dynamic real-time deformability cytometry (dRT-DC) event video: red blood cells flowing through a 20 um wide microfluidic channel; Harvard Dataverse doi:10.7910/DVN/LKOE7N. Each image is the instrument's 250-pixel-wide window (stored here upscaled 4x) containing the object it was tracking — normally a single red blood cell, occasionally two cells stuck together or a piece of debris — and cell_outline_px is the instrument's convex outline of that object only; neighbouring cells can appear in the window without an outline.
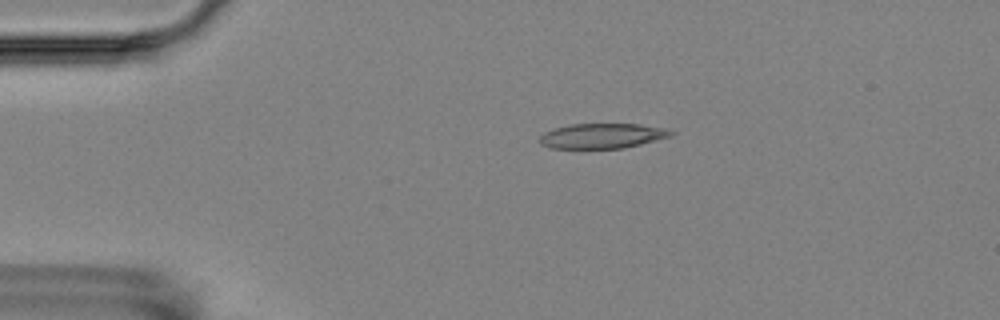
{"species": "Egyptian fruit bat (a non-hibernating species)", "species_latin": "Rousettus aegyptiacus", "temperature_condition": "room temperature", "stored_images_in_passage": 2, "camera_frame_rate_fps": 3000, "um_per_image_px": 0.085, "animal": {"sex": "female"}, "frame": {"image": 1, "passage_image": 1, "time_ms": 0.0, "image_size_px": [1000, 320], "cell_outline_px": [[676, 132], [672, 136], [624, 148], [552, 148], [540, 144], [540, 136], [544, 132], [568, 124], [640, 124], [664, 128]], "centroid_in_image_um": [51.2, 11.54], "position_along_channel_um": 33.8, "area_um2": 19.07}}